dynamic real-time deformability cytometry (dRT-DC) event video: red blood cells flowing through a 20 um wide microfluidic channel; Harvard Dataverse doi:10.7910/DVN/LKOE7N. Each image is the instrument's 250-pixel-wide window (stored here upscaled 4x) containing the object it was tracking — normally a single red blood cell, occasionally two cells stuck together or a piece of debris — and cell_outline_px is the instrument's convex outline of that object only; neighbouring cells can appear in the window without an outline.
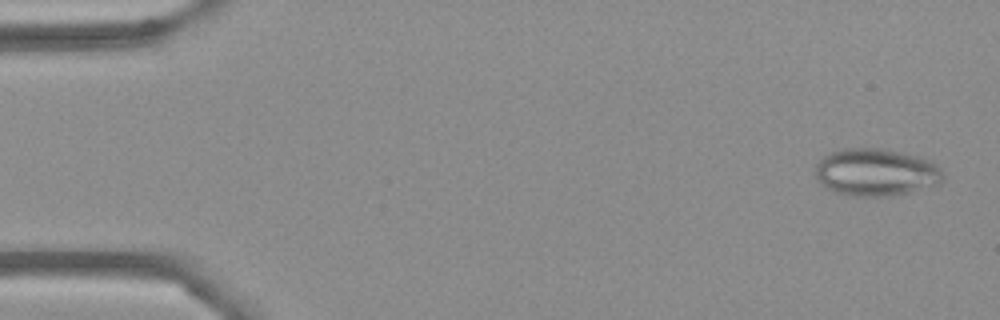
{"species": "Egyptian fruit bat (a non-hibernating species)", "species_latin": "Rousettus aegyptiacus", "temperature_condition": "cold", "stored_images_in_passage": 54, "camera_frame_rate_fps": 3000, "um_per_image_px": 0.085, "frame": {"image": 1, "passage_image": 2, "time_ms": 0.333, "image_size_px": [1000, 320], "cell_outline_px": [[944, 176], [940, 184], [892, 196], [848, 196], [836, 192], [828, 188], [816, 176], [816, 164], [824, 156], [832, 152], [844, 148], [880, 148], [916, 156], [932, 160], [940, 168]], "centroid_in_image_um": [74.49, 14.64], "position_along_channel_um": 10.5, "area_um2": 35.08}}
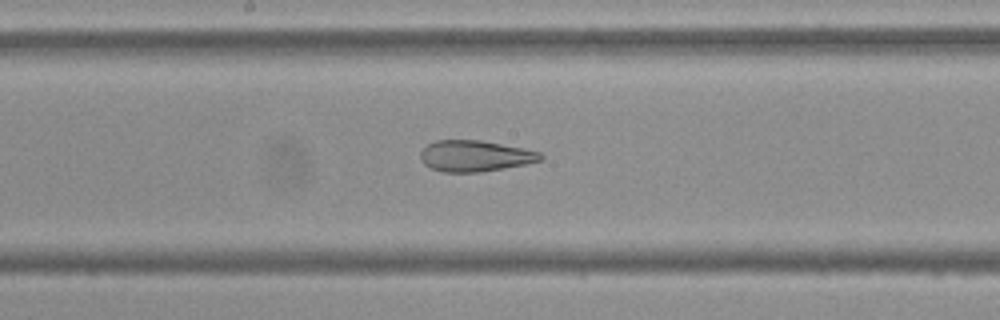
{"frame": {"image": 2, "passage_image": 28, "time_ms": 9.0, "image_size_px": [1000, 320], "cell_outline_px": [[544, 160], [504, 168], [480, 172], [444, 172], [432, 168], [424, 164], [420, 160], [420, 152], [428, 144], [436, 140], [480, 140], [524, 148], [540, 152], [544, 156]], "centroid_in_image_um": [40.39, 13.25], "position_along_channel_um": 207.8, "area_um2": 21.79}}
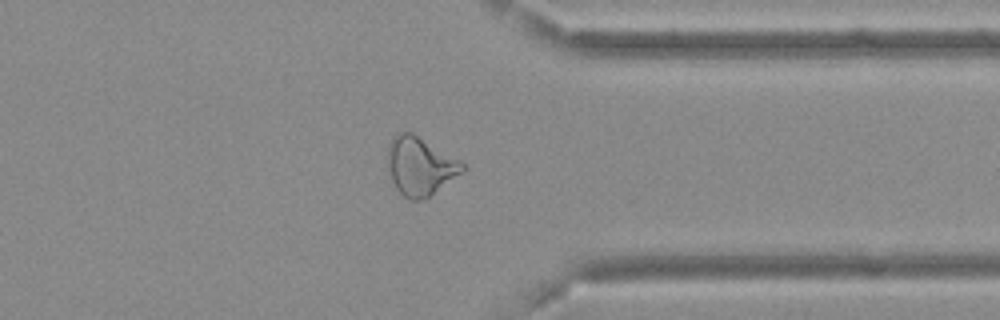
{"frame": {"image": 3, "passage_image": 42, "time_ms": 13.667, "image_size_px": [1000, 320], "cell_outline_px": [[468, 168], [428, 196], [420, 200], [408, 200], [396, 188], [392, 180], [388, 168], [388, 144], [392, 136], [400, 132], [412, 132], [460, 160]], "centroid_in_image_um": [35.69, 14.1], "position_along_channel_um": 375.7, "area_um2": 25.2}, "authors_computed_cell_mechanics": {"area_um2": 26.877, "velocity_mm_per_s": 3.6985, "shape_relaxation_time_tau1_ms": null, "shape_relaxation_time_tau2_ms": 3.189, "deformation_change_tau1": null, "deformation_change_tau2": 0.1319}}